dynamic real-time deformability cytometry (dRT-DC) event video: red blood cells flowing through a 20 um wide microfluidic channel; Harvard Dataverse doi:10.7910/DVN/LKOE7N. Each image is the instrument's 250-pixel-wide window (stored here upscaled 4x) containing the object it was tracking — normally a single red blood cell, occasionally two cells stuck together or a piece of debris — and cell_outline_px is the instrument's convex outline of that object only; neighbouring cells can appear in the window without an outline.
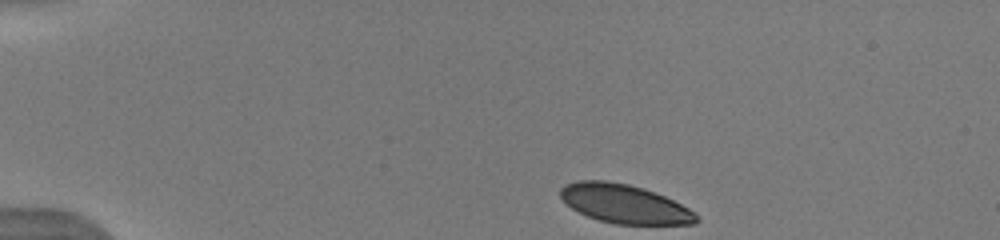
{"species": "human", "species_latin": "Homo sapiens", "temperature_condition": "warm", "stored_images_in_passage": 43, "camera_frame_rate_fps": 3000, "um_per_image_px": 0.085, "donor": {"sex": "male"}, "frame": {"image": 1, "passage_image": 1, "time_ms": 0.0, "image_size_px": [1000, 240], "cell_outline_px": [[700, 220], [692, 224], [616, 224], [600, 220], [588, 216], [572, 208], [560, 196], [560, 188], [564, 184], [576, 180], [608, 180], [628, 184], [644, 188], [664, 196], [696, 212], [700, 216]], "centroid_in_image_um": [53.09, 17.31], "position_along_channel_um": 31.9, "area_um2": 30.75}}
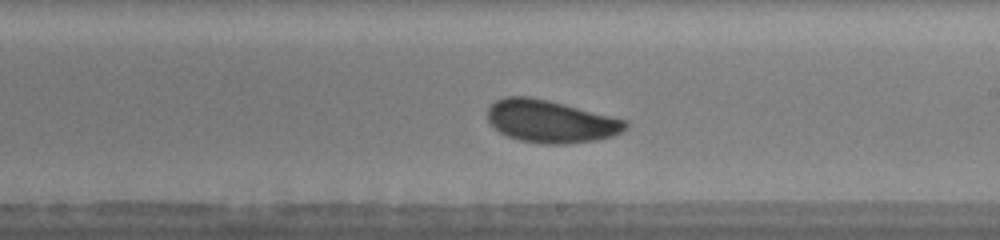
{"frame": {"image": 2, "passage_image": 23, "time_ms": 7.333, "image_size_px": [1000, 240], "cell_outline_px": [[628, 128], [612, 136], [596, 140], [564, 144], [544, 144], [520, 140], [508, 136], [500, 132], [488, 120], [488, 108], [496, 100], [504, 96], [528, 96], [548, 100], [628, 120]], "centroid_in_image_um": [46.82, 10.31], "position_along_channel_um": 242.2, "area_um2": 34.04}, "authors_computed_cell_mechanics": {"area_um2": 32.946, "velocity_mm_per_s": 3.9225, "shape_relaxation_time_tau1_ms": 3.2881, "shape_relaxation_time_tau2_ms": 6.1399, "deformation_change_tau1": 0.0809, "deformation_change_tau2": 0.1167}}